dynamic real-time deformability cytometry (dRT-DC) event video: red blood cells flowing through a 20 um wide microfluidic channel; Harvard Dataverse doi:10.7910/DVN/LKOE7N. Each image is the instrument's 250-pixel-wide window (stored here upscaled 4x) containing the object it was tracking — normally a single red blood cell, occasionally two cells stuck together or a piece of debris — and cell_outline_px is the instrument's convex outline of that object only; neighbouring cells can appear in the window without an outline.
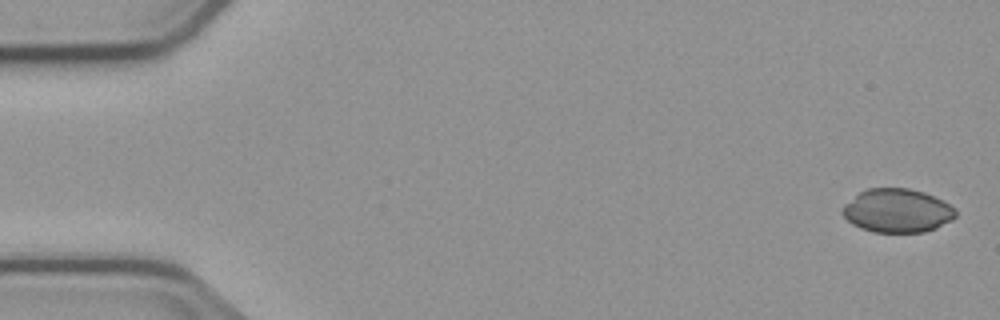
{"species": "common noctule bat (a hibernating species)", "species_latin": "Nyctalus noctula", "temperature_condition": "cold", "stored_images_in_passage": 4, "camera_frame_rate_fps": 3000, "um_per_image_px": 0.085, "animal": {"sex": "male", "body_mass_g": 23.1, "forearm_length_mm": 52.7}, "frame": {"image": 1, "passage_image": 1, "time_ms": 0.0, "image_size_px": [1000, 320], "cell_outline_px": [[956, 216], [952, 220], [936, 228], [924, 232], [872, 232], [860, 228], [852, 224], [840, 212], [840, 208], [844, 204], [860, 192], [868, 188], [908, 188], [924, 192], [944, 200], [956, 208]], "centroid_in_image_um": [76.27, 17.9], "position_along_channel_um": 8.7, "area_um2": 29.07}}